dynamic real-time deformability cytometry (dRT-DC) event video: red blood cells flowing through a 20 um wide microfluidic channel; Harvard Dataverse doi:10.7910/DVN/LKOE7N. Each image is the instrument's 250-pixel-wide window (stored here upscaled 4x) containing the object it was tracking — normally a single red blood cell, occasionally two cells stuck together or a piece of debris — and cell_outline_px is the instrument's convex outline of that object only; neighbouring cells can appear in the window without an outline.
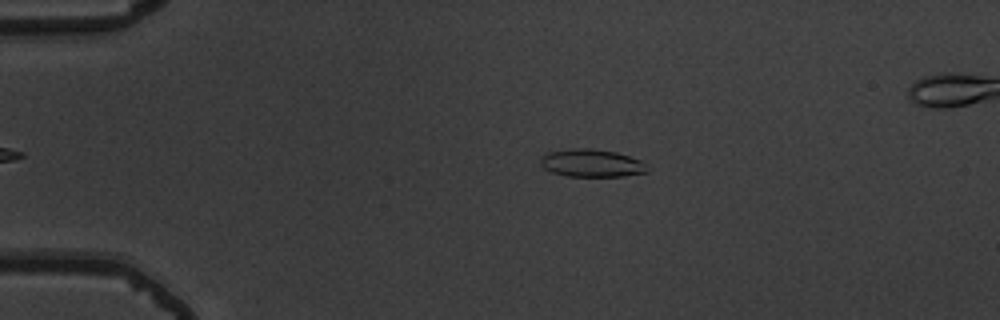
{"species": "common noctule bat (a hibernating species)", "species_latin": "Nyctalus noctula", "temperature_condition": "warm", "stored_images_in_passage": 50, "segment_of_instrument_passage": [1, 2], "camera_frame_rate_fps": 3000, "um_per_image_px": 0.085, "animal": {"sex": "male", "body_mass_g": 19.5, "forearm_length_mm": 54.6}, "frame": {"image": 1, "passage_image": 6, "time_ms": 1.667, "image_size_px": [1000, 320], "cell_outline_px": [[648, 172], [624, 176], [568, 176], [552, 172], [544, 168], [540, 164], [540, 156], [548, 152], [572, 148], [592, 148], [616, 152], [640, 160], [648, 168]], "centroid_in_image_um": [50.26, 13.86], "position_along_channel_um": 34.7, "area_um2": 17.28}}
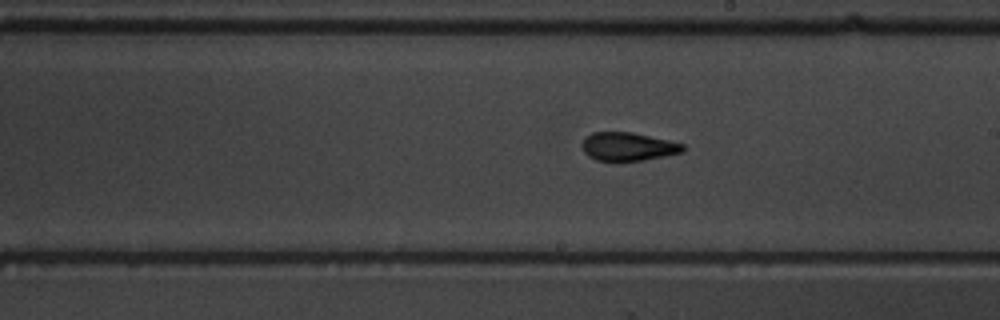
{"frame": {"image": 2, "passage_image": 26, "time_ms": 8.333, "image_size_px": [1000, 320], "cell_outline_px": [[684, 152], [644, 160], [596, 160], [588, 156], [584, 152], [580, 144], [584, 136], [592, 132], [632, 132], [668, 140], [684, 144]], "centroid_in_image_um": [53.34, 12.44], "position_along_channel_um": 235.7, "area_um2": 16.7}}
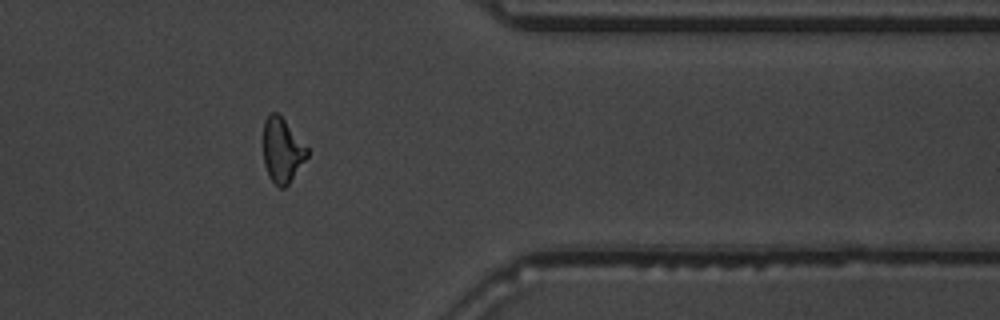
{"frame": {"image": 3, "passage_image": 39, "time_ms": 12.667, "image_size_px": [1000, 320], "cell_outline_px": [[308, 156], [288, 184], [284, 188], [280, 188], [272, 180], [264, 164], [264, 120], [272, 112], [276, 112], [284, 120], [308, 148]], "centroid_in_image_um": [23.99, 12.78], "position_along_channel_um": 387.4, "area_um2": 16.07}}